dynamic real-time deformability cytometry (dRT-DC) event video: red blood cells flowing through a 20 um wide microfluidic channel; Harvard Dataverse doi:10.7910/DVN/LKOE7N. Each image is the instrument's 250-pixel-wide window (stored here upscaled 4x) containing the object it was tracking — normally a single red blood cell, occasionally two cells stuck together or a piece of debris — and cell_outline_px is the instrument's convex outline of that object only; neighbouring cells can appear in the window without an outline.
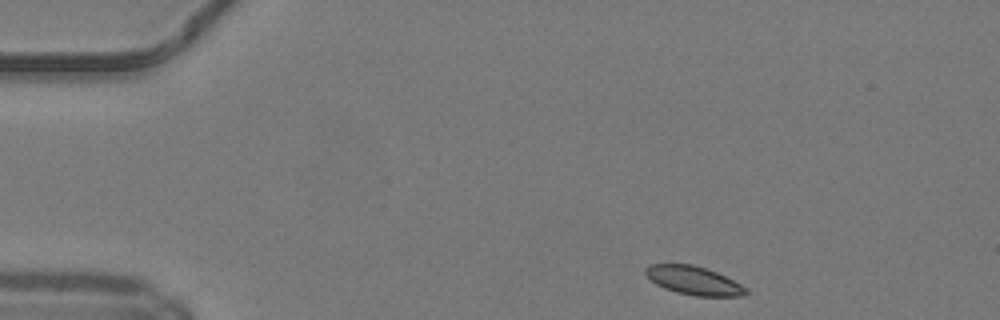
{"species": "common noctule bat (a hibernating species)", "species_latin": "Nyctalus noctula", "temperature_condition": "warm", "stored_images_in_passage": 43, "camera_frame_rate_fps": 3000, "um_per_image_px": 0.085, "animal": {"sex": "male", "body_mass_g": 19.2, "forearm_length_mm": 51.8}, "frame": {"image": 1, "passage_image": 1, "time_ms": 0.0, "image_size_px": [1000, 320], "cell_outline_px": [[748, 292], [744, 296], [696, 296], [676, 292], [664, 288], [656, 284], [644, 272], [644, 268], [648, 264], [692, 264], [716, 272], [748, 288]], "centroid_in_image_um": [58.96, 23.84], "position_along_channel_um": 26.0, "area_um2": 16.59}}
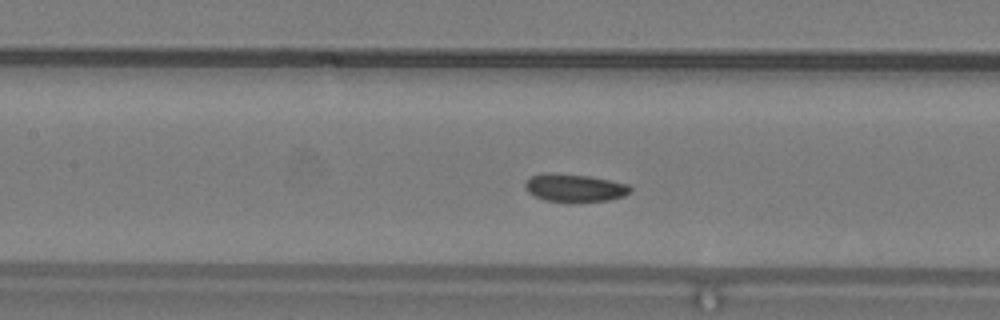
{"frame": {"image": 2, "passage_image": 16, "time_ms": 5.0, "image_size_px": [1000, 320], "cell_outline_px": [[632, 192], [624, 196], [608, 200], [544, 200], [528, 192], [524, 188], [524, 184], [532, 176], [544, 172], [552, 172], [588, 176], [628, 184], [632, 188]], "centroid_in_image_um": [48.84, 15.93], "position_along_channel_um": 158.6, "area_um2": 16.65}}
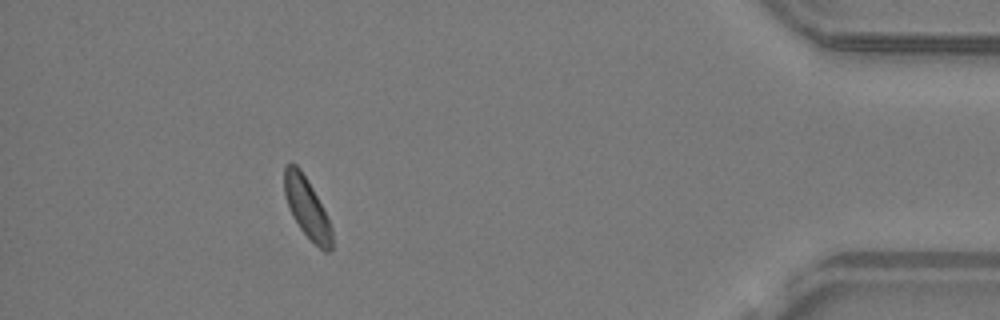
{"frame": {"image": 3, "passage_image": 38, "time_ms": 12.333, "image_size_px": [1000, 320], "cell_outline_px": [[332, 248], [328, 252], [324, 252], [300, 228], [292, 216], [284, 192], [284, 164], [296, 164], [300, 168], [308, 180], [332, 228]], "centroid_in_image_um": [26.07, 17.64], "position_along_channel_um": 409.1, "area_um2": 16.3}, "authors_computed_cell_mechanics": {"area_um2": 16.9932, "velocity_mm_per_s": 4.1698, "shape_relaxation_time_tau1_ms": 2.1254, "shape_relaxation_time_tau2_ms": 4.5306, "deformation_change_tau1": 0.0771, "deformation_change_tau2": 0.0975}}